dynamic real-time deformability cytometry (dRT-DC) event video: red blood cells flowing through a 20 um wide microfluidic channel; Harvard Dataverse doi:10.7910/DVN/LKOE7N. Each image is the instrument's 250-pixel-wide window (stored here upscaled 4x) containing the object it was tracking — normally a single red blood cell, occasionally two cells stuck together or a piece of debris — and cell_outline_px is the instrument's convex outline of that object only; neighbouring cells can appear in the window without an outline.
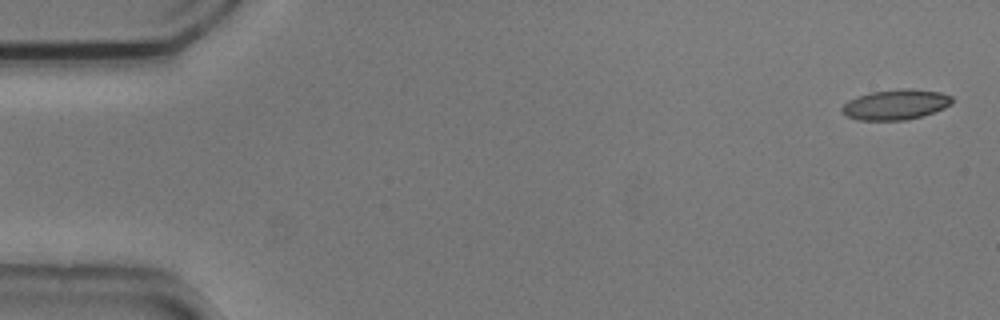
{"species": "common noctule bat (a hibernating species)", "species_latin": "Nyctalus noctula", "temperature_condition": "cold", "stored_images_in_passage": 5, "camera_frame_rate_fps": 3000, "um_per_image_px": 0.085, "animal": {"sex": "male", "body_mass_g": 20.5, "forearm_length_mm": 52.5}, "frame": {"image": 1, "passage_image": 1, "time_ms": 0.0, "image_size_px": [1000, 320], "cell_outline_px": [[952, 104], [944, 108], [920, 116], [904, 120], [860, 120], [848, 116], [840, 108], [848, 100], [856, 96], [872, 92], [900, 88], [912, 88], [940, 92], [952, 96]], "centroid_in_image_um": [76.14, 8.87], "position_along_channel_um": 8.9, "area_um2": 19.31}}
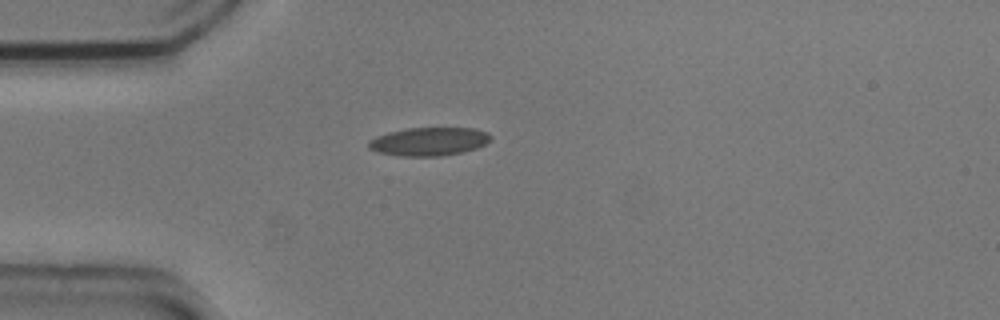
{"frame": {"image": 2, "passage_image": 5, "time_ms": 1.333, "image_size_px": [1000, 320], "cell_outline_px": [[492, 136], [484, 144], [476, 148], [460, 152], [440, 156], [404, 156], [380, 152], [368, 148], [368, 140], [376, 136], [388, 132], [404, 128], [476, 128], [488, 132]], "centroid_in_image_um": [36.44, 12.01], "position_along_channel_um": 48.6, "area_um2": 20.06}}